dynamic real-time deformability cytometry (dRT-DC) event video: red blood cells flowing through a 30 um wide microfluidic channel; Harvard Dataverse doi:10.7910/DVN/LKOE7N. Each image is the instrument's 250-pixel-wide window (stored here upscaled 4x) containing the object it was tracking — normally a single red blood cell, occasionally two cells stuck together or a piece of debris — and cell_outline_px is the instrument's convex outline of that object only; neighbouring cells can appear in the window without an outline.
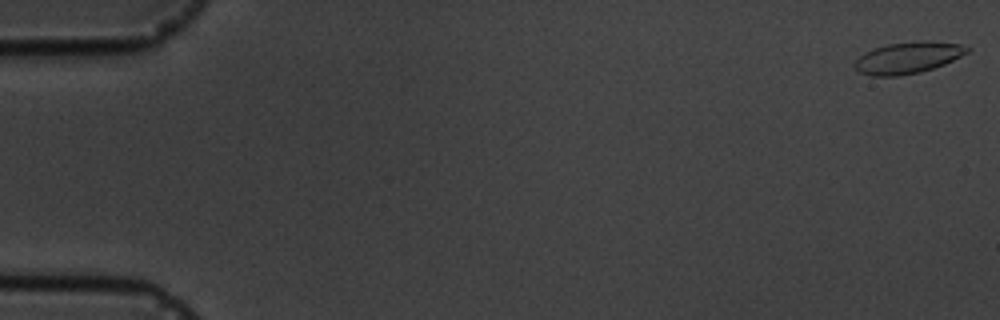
{"species": "common noctule bat (a hibernating species)", "species_latin": "Nyctalus noctula", "temperature_condition": "cold", "stored_images_in_passage": 4, "camera_frame_rate_fps": 3000, "um_per_image_px": 0.085, "animal": {"sex": "male", "body_mass_g": 19.5, "forearm_length_mm": 54.6}, "frame": {"image": 1, "passage_image": 1, "time_ms": 0.0, "image_size_px": [1000, 320], "cell_outline_px": [[972, 48], [968, 52], [944, 64], [920, 72], [900, 76], [872, 76], [860, 72], [852, 64], [864, 52], [888, 44], [924, 40], [928, 40], [960, 44]], "centroid_in_image_um": [77.18, 4.9], "position_along_channel_um": 7.8, "area_um2": 20.58}}